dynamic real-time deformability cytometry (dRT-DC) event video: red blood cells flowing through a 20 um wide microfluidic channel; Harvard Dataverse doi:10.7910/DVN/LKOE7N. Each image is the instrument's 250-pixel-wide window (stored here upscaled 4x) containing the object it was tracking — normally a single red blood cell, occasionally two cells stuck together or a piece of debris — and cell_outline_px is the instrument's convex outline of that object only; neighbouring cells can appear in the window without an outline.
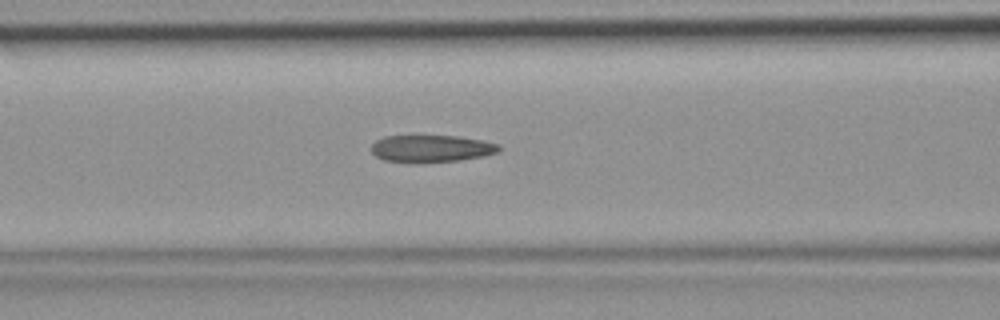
{"species": "common noctule bat (a hibernating species)", "species_latin": "Nyctalus noctula", "temperature_condition": "room temperature", "stored_images_in_passage": 36, "camera_frame_rate_fps": 3000, "um_per_image_px": 0.085, "animal": {"sex": "female", "body_mass_g": 19.9}, "frame": {"image": 1, "passage_image": 8, "time_ms": 2.333, "image_size_px": [1000, 320], "cell_outline_px": [[500, 148], [496, 152], [484, 156], [456, 160], [384, 160], [376, 156], [372, 152], [372, 144], [376, 140], [384, 136], [456, 136], [484, 140], [500, 144]], "centroid_in_image_um": [36.7, 12.58], "position_along_channel_um": 129.9, "area_um2": 19.31}}
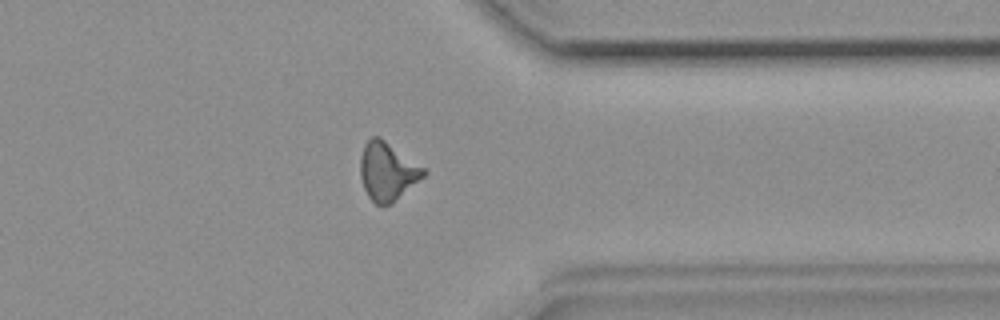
{"frame": {"image": 2, "passage_image": 26, "time_ms": 8.333, "image_size_px": [1000, 320], "cell_outline_px": [[428, 172], [424, 176], [392, 204], [376, 204], [368, 196], [364, 188], [360, 176], [360, 156], [364, 144], [372, 136], [380, 136], [424, 168]], "centroid_in_image_um": [32.91, 14.55], "position_along_channel_um": 378.5, "area_um2": 21.39}}
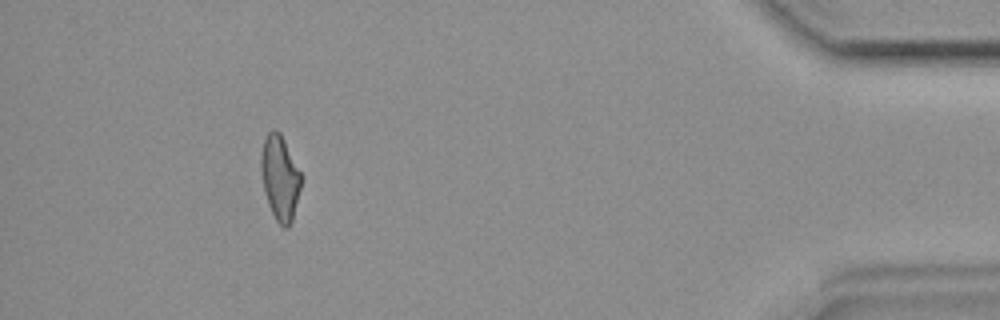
{"frame": {"image": 3, "passage_image": 32, "time_ms": 10.333, "image_size_px": [1000, 320], "cell_outline_px": [[300, 188], [292, 220], [288, 228], [284, 228], [276, 220], [268, 204], [264, 192], [260, 168], [260, 156], [264, 140], [268, 132], [272, 128], [276, 128], [280, 132], [300, 172]], "centroid_in_image_um": [23.76, 15.09], "position_along_channel_um": 411.4, "area_um2": 19.59}}